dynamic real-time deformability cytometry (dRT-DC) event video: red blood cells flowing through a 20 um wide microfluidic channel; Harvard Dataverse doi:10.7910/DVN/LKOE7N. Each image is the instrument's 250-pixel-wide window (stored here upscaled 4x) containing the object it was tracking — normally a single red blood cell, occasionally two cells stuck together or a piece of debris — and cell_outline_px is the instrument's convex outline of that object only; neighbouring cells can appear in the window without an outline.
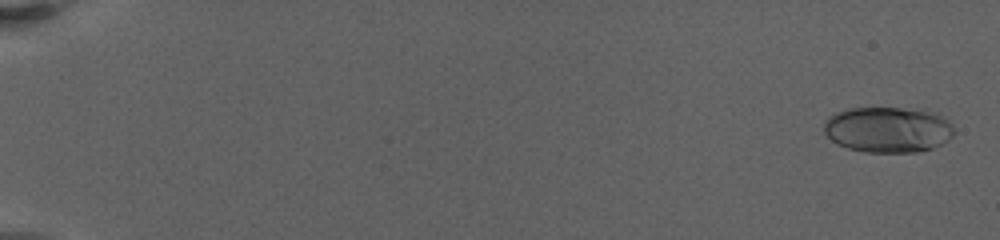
{"species": "human", "species_latin": "Homo sapiens", "temperature_condition": "warm", "stored_images_in_passage": 40, "camera_frame_rate_fps": 3000, "um_per_image_px": 0.085, "donor": {"sex": "female"}, "frame": {"image": 1, "passage_image": 1, "time_ms": 0.0, "image_size_px": [1000, 240], "cell_outline_px": [[952, 136], [940, 144], [932, 148], [916, 152], [868, 152], [848, 148], [836, 144], [824, 132], [824, 120], [828, 116], [836, 112], [852, 108], [928, 108], [952, 124]], "centroid_in_image_um": [75.45, 11.0], "position_along_channel_um": 9.5, "area_um2": 34.8}}
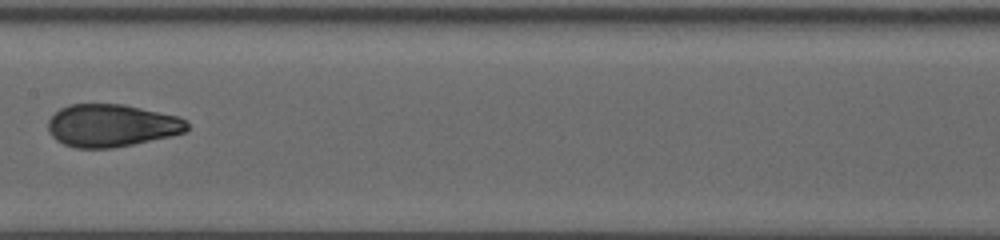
{"frame": {"image": 2, "passage_image": 22, "time_ms": 12.333, "image_size_px": [1000, 240], "cell_outline_px": [[188, 128], [184, 132], [168, 136], [132, 144], [112, 148], [76, 148], [64, 144], [56, 140], [52, 136], [48, 128], [48, 120], [60, 108], [68, 104], [124, 104], [180, 116], [188, 120]], "centroid_in_image_um": [9.48, 10.65], "position_along_channel_um": 197.9, "area_um2": 34.51}}
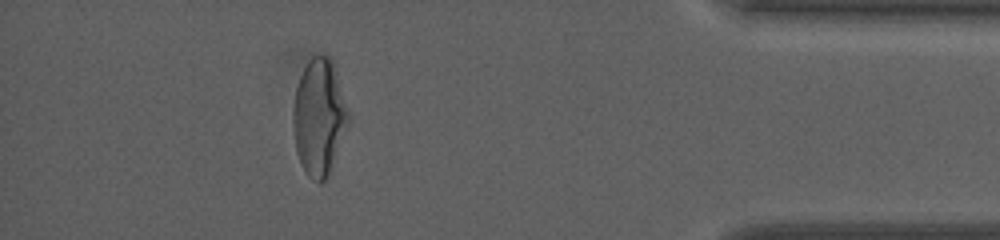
{"frame": {"image": 3, "passage_image": 35, "time_ms": 20.333, "image_size_px": [1000, 240], "cell_outline_px": [[348, 120], [328, 172], [324, 180], [320, 184], [308, 176], [304, 172], [300, 164], [296, 152], [292, 124], [292, 112], [296, 88], [300, 76], [308, 60], [312, 56], [328, 56], [332, 60], [348, 108]], "centroid_in_image_um": [27.07, 9.93], "position_along_channel_um": 408.1, "area_um2": 36.76}, "authors_computed_cell_mechanics": {"area_um2": 34.1598, "velocity_mm_per_s": 3.0957, "shape_relaxation_time_tau1_ms": 10.0943, "shape_relaxation_time_tau2_ms": 1.1394, "deformation_change_tau1": 0.2632, "deformation_change_tau2": 0.0631}}